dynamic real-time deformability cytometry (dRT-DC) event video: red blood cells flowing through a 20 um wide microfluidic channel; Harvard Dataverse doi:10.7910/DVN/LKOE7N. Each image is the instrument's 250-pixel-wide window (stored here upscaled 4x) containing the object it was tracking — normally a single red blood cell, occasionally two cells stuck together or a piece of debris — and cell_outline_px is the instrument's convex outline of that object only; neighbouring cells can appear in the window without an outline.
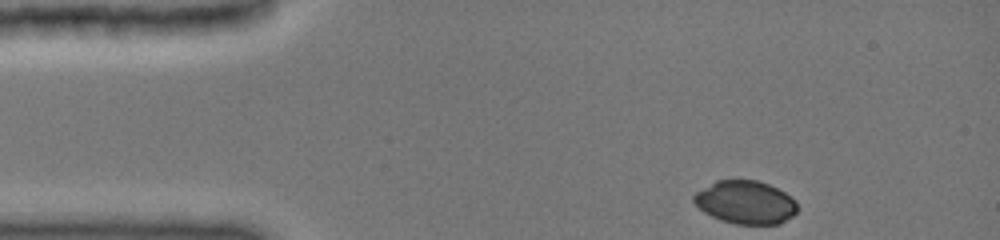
{"species": "common noctule bat (a hibernating species)", "species_latin": "Nyctalus noctula", "temperature_condition": "cold", "stored_images_in_passage": 12, "camera_frame_rate_fps": 3000, "um_per_image_px": 0.085, "animal": {"sex": "female", "body_mass_g": 19.0, "forearm_length_mm": 51.5}, "frame": {"image": 1, "passage_image": 1, "time_ms": 0.0, "image_size_px": [1000, 240], "cell_outline_px": [[796, 212], [792, 216], [780, 224], [736, 224], [720, 220], [704, 212], [692, 200], [692, 196], [696, 192], [716, 180], [756, 180], [768, 184], [784, 192], [796, 200]], "centroid_in_image_um": [63.36, 17.2], "position_along_channel_um": 21.6, "area_um2": 25.95}}
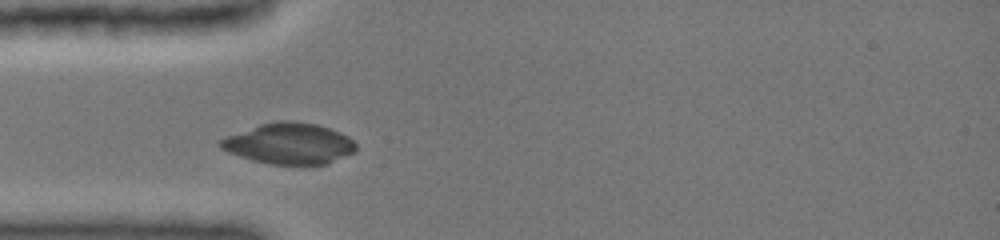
{"frame": {"image": 2, "passage_image": 11, "time_ms": 2.667, "image_size_px": [1000, 240], "cell_outline_px": [[356, 152], [328, 164], [272, 164], [252, 160], [228, 152], [220, 148], [216, 144], [216, 140], [224, 136], [260, 124], [280, 120], [288, 120], [316, 124], [340, 132], [348, 136], [356, 144]], "centroid_in_image_um": [24.55, 12.2], "position_along_channel_um": 60.5, "area_um2": 32.6}}